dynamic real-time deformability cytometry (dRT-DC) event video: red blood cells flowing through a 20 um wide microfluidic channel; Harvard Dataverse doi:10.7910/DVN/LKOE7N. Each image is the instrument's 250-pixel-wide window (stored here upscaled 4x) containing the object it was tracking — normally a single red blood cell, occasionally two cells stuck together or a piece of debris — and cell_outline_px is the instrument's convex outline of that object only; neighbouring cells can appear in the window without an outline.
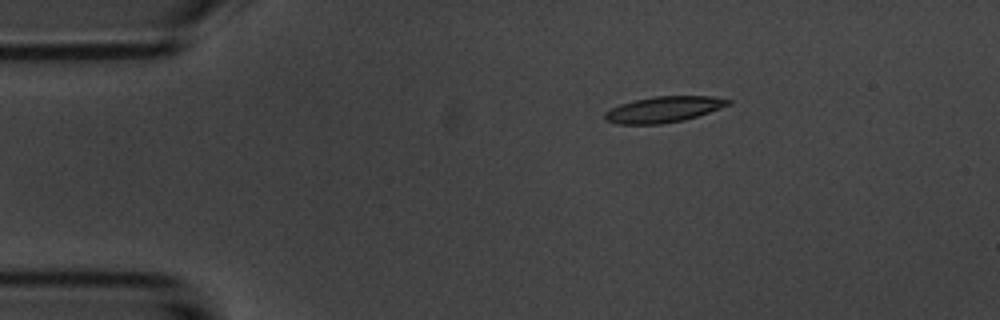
{"species": "common noctule bat (a hibernating species)", "species_latin": "Nyctalus noctula", "temperature_condition": "room temperature", "stored_images_in_passage": 46, "camera_frame_rate_fps": 3000, "um_per_image_px": 0.085, "animal": {"sex": "male", "body_mass_g": 20.1, "forearm_length_mm": 53.5}, "frame": {"image": 1, "passage_image": 1, "time_ms": 0.0, "image_size_px": [1000, 320], "cell_outline_px": [[732, 104], [684, 120], [660, 124], [616, 124], [604, 120], [604, 112], [620, 104], [632, 100], [652, 96], [712, 96], [732, 100]], "centroid_in_image_um": [56.38, 9.29], "position_along_channel_um": 28.6, "area_um2": 18.73}}
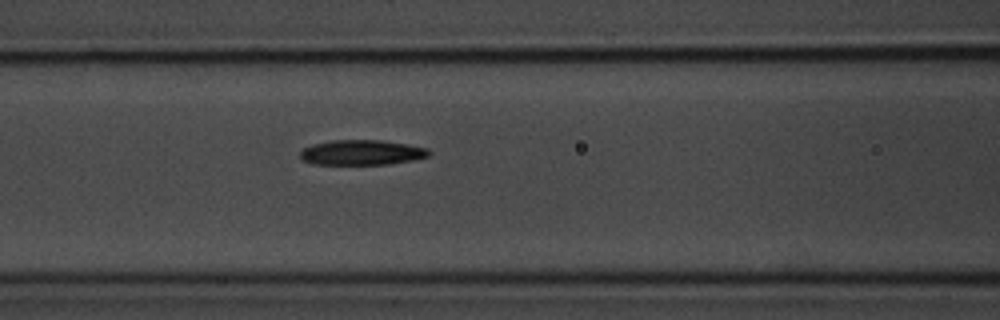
{"frame": {"image": 2, "passage_image": 14, "time_ms": 4.333, "image_size_px": [1000, 320], "cell_outline_px": [[432, 152], [428, 156], [412, 160], [388, 164], [312, 164], [304, 160], [300, 156], [300, 152], [304, 148], [312, 144], [332, 140], [384, 140], [408, 144], [428, 148]], "centroid_in_image_um": [30.77, 12.95], "position_along_channel_um": 135.8, "area_um2": 18.84}}
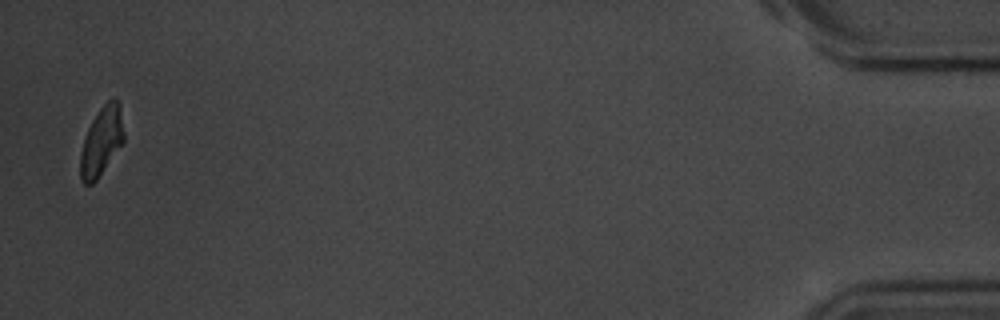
{"frame": {"image": 3, "passage_image": 45, "time_ms": 14.667, "image_size_px": [1000, 320], "cell_outline_px": [[124, 140], [96, 180], [92, 184], [84, 184], [80, 180], [80, 152], [88, 128], [92, 120], [100, 108], [112, 96], [116, 96], [120, 104], [124, 132]], "centroid_in_image_um": [8.63, 11.97], "position_along_channel_um": 426.6, "area_um2": 17.34}, "authors_computed_cell_mechanics": {"area_um2": 18.8428, "velocity_mm_per_s": 3.6838, "shape_relaxation_time_tau1_ms": 2.2456, "shape_relaxation_time_tau2_ms": 4.9327, "deformation_change_tau1": 0.1427, "deformation_change_tau2": 0.1274}}